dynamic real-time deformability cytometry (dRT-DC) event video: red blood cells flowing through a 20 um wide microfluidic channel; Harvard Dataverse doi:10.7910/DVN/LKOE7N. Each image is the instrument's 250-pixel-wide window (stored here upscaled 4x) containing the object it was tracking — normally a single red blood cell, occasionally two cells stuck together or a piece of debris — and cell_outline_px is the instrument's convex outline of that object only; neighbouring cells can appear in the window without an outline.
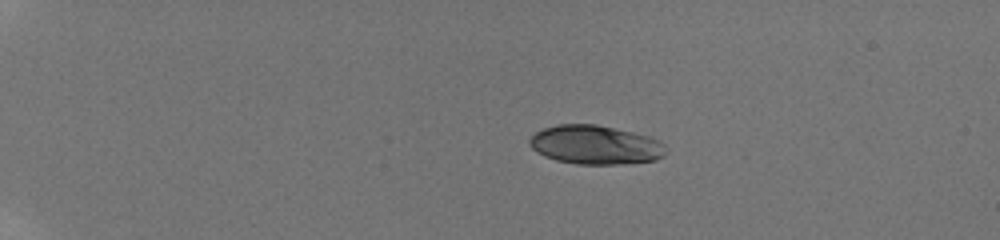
{"species": "human", "species_latin": "Homo sapiens", "temperature_condition": "room temperature", "stored_images_in_passage": 11, "camera_frame_rate_fps": 3000, "um_per_image_px": 0.085, "donor": {"sex": "male"}, "frame": {"image": 1, "passage_image": 2, "time_ms": 0.667, "image_size_px": [1000, 240], "cell_outline_px": [[664, 156], [656, 160], [624, 164], [576, 164], [556, 160], [544, 156], [536, 152], [528, 144], [528, 140], [536, 132], [544, 128], [556, 124], [596, 124], [652, 136], [664, 144]], "centroid_in_image_um": [50.59, 12.31], "position_along_channel_um": 34.4, "area_um2": 31.15}}
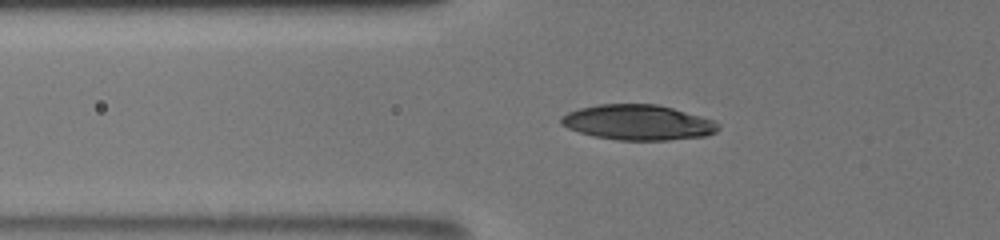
{"frame": {"image": 2, "passage_image": 8, "time_ms": 4.0, "image_size_px": [1000, 240], "cell_outline_px": [[720, 128], [716, 132], [704, 136], [668, 140], [616, 140], [592, 136], [568, 128], [560, 124], [560, 116], [568, 112], [580, 108], [600, 104], [656, 104], [672, 108], [700, 116], [712, 120], [720, 124]], "centroid_in_image_um": [54.2, 10.41], "position_along_channel_um": 71.6, "area_um2": 32.25}}
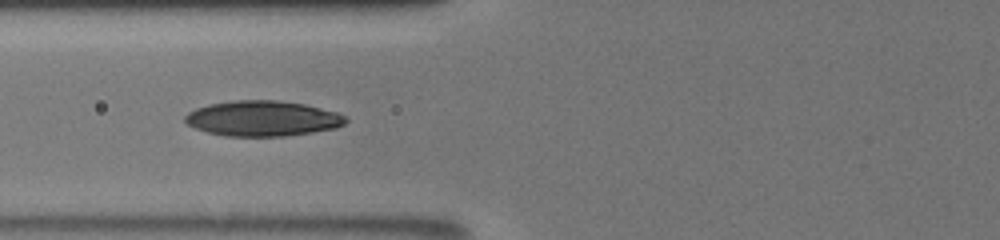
{"frame": {"image": 3, "passage_image": 10, "time_ms": 5.0, "image_size_px": [1000, 240], "cell_outline_px": [[348, 120], [344, 124], [336, 128], [312, 132], [284, 136], [224, 136], [208, 132], [196, 128], [188, 124], [184, 120], [184, 116], [188, 112], [196, 108], [208, 104], [232, 100], [276, 100], [304, 104], [336, 112], [348, 116]], "centroid_in_image_um": [22.32, 10.06], "position_along_channel_um": 103.5, "area_um2": 33.18}}